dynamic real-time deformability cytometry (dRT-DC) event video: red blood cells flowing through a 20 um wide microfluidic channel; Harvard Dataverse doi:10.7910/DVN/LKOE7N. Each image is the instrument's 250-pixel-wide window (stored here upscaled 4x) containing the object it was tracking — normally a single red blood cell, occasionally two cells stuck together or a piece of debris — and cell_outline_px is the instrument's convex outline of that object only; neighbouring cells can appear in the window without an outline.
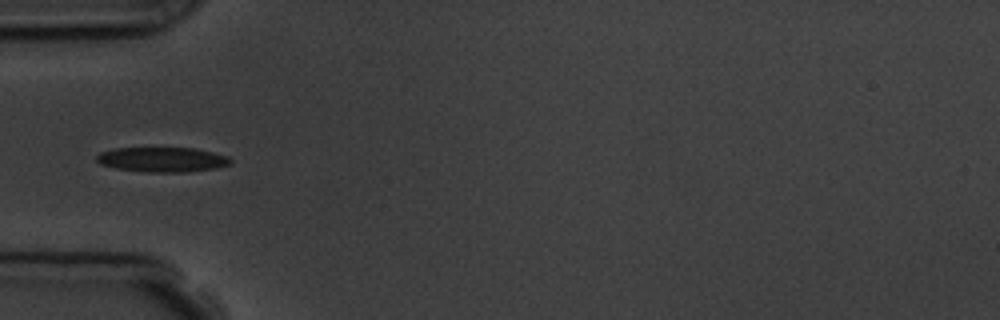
{"species": "common noctule bat (a hibernating species)", "species_latin": "Nyctalus noctula", "temperature_condition": "room temperature", "stored_images_in_passage": 8, "camera_frame_rate_fps": 3000, "um_per_image_px": 0.085, "animal": {"sex": "male", "body_mass_g": 19.5, "forearm_length_mm": 54.6}, "frame": {"image": 1, "passage_image": 5, "time_ms": 5.333, "image_size_px": [1000, 320], "cell_outline_px": [[232, 164], [216, 168], [184, 172], [148, 172], [116, 168], [100, 164], [96, 160], [96, 156], [100, 152], [112, 148], [196, 148], [228, 156], [232, 160]], "centroid_in_image_um": [13.8, 13.56], "position_along_channel_um": 71.2, "area_um2": 19.42}}